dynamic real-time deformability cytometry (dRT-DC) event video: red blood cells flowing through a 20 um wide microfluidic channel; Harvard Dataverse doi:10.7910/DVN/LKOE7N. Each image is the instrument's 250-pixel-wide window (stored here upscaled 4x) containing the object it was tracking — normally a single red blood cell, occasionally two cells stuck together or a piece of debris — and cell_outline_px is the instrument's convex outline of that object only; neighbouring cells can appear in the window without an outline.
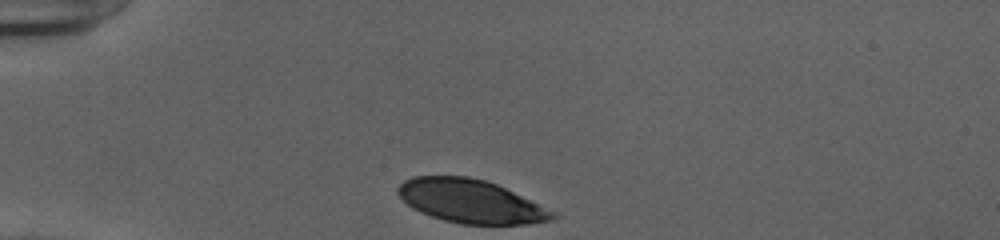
{"species": "human", "species_latin": "Homo sapiens", "temperature_condition": "cold", "stored_images_in_passage": 31, "camera_frame_rate_fps": 3000, "um_per_image_px": 0.085, "donor": {"sex": "female"}, "frame": {"image": 1, "passage_image": 1, "time_ms": 0.0, "image_size_px": [1000, 240], "cell_outline_px": [[560, 216], [552, 220], [528, 224], [460, 224], [444, 220], [420, 212], [412, 208], [396, 192], [396, 188], [404, 180], [412, 176], [468, 176], [484, 180], [496, 184], [556, 212]], "centroid_in_image_um": [40.0, 17.11], "position_along_channel_um": 45.0, "area_um2": 39.02}}
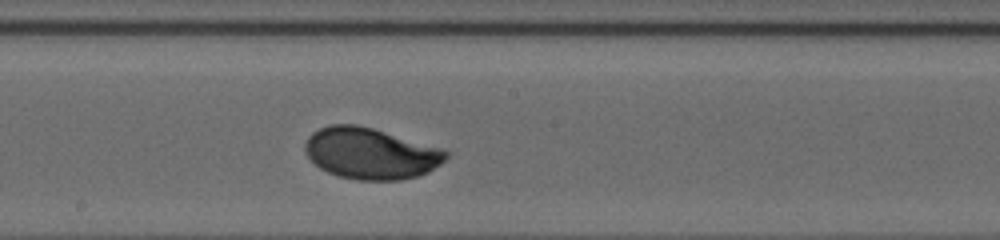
{"frame": {"image": 2, "passage_image": 17, "time_ms": 5.333, "image_size_px": [1000, 240], "cell_outline_px": [[452, 152], [440, 164], [428, 172], [420, 176], [400, 180], [360, 180], [340, 176], [328, 172], [320, 168], [308, 156], [304, 148], [304, 144], [308, 136], [312, 132], [320, 128], [332, 124], [356, 124], [372, 128], [440, 148]], "centroid_in_image_um": [31.5, 13.04], "position_along_channel_um": 216.7, "area_um2": 41.91}}
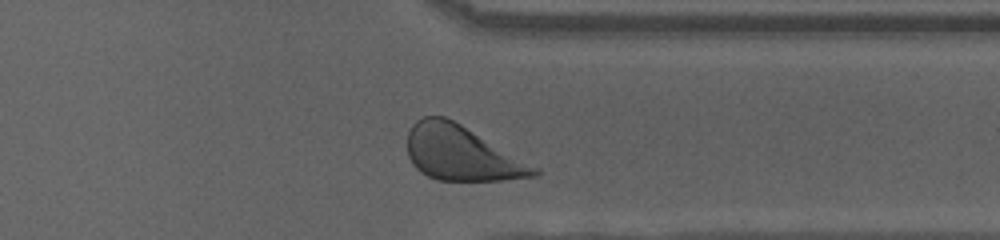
{"frame": {"image": 3, "passage_image": 29, "time_ms": 9.333, "image_size_px": [1000, 240], "cell_outline_px": [[540, 172], [536, 176], [500, 180], [436, 180], [420, 172], [412, 164], [408, 156], [408, 132], [412, 124], [416, 120], [424, 116], [444, 116], [460, 124], [540, 168]], "centroid_in_image_um": [39.21, 13.03], "position_along_channel_um": 372.2, "area_um2": 40.17}, "authors_computed_cell_mechanics": {"area_um2": 41.7894, "velocity_mm_per_s": 3.8805, "shape_relaxation_time_tau1_ms": 2.1726, "shape_relaxation_time_tau2_ms": null, "deformation_change_tau1": 0.145, "deformation_change_tau2": null}}